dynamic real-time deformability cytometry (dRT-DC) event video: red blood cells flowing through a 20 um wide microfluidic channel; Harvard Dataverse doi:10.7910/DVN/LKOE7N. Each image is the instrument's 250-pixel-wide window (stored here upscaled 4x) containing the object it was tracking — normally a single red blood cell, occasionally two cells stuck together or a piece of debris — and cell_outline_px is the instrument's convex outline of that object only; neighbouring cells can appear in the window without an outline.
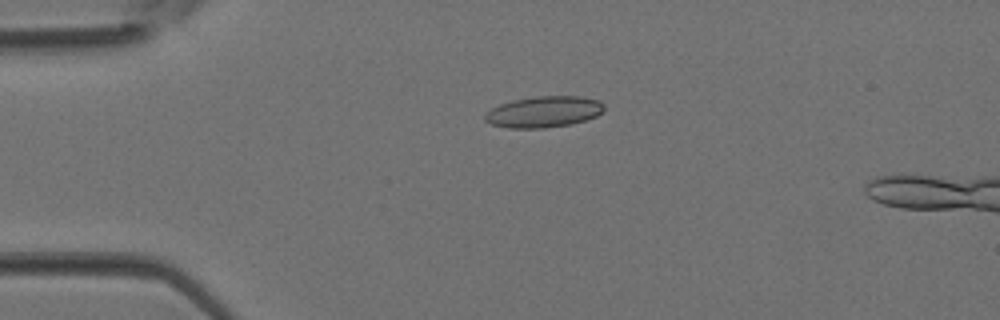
{"species": "Egyptian fruit bat (a non-hibernating species)", "species_latin": "Rousettus aegyptiacus", "temperature_condition": "room temperature", "stored_images_in_passage": 2, "camera_frame_rate_fps": 3000, "um_per_image_px": 0.085, "animal": {"sex": "female"}, "frame": {"image": 1, "passage_image": 2, "time_ms": 0.333, "image_size_px": [1000, 320], "cell_outline_px": [[604, 112], [596, 116], [572, 124], [544, 128], [508, 128], [492, 124], [484, 120], [484, 112], [500, 104], [512, 100], [536, 96], [580, 96], [600, 100], [604, 104]], "centroid_in_image_um": [46.23, 9.5], "position_along_channel_um": 38.8, "area_um2": 21.85}}